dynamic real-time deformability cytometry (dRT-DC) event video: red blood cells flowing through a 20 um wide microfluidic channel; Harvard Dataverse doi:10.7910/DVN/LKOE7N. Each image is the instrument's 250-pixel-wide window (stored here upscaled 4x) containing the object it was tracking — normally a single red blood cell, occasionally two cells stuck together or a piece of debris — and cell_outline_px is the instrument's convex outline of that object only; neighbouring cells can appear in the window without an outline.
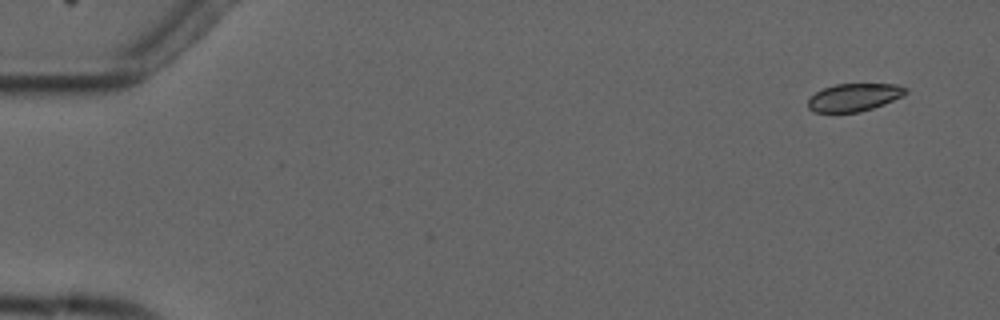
{"species": "common noctule bat (a hibernating species)", "species_latin": "Nyctalus noctula", "temperature_condition": "cold", "stored_images_in_passage": 4, "camera_frame_rate_fps": 3000, "um_per_image_px": 0.085, "animal": {"sex": "male", "forearm_length_mm": 52.5}, "frame": {"image": 1, "passage_image": 1, "time_ms": 0.0, "image_size_px": [1000, 320], "cell_outline_px": [[908, 92], [904, 96], [884, 104], [860, 112], [812, 112], [808, 108], [808, 100], [816, 92], [824, 88], [836, 84], [896, 84], [908, 88]], "centroid_in_image_um": [72.63, 8.27], "position_along_channel_um": 12.4, "area_um2": 15.84}}